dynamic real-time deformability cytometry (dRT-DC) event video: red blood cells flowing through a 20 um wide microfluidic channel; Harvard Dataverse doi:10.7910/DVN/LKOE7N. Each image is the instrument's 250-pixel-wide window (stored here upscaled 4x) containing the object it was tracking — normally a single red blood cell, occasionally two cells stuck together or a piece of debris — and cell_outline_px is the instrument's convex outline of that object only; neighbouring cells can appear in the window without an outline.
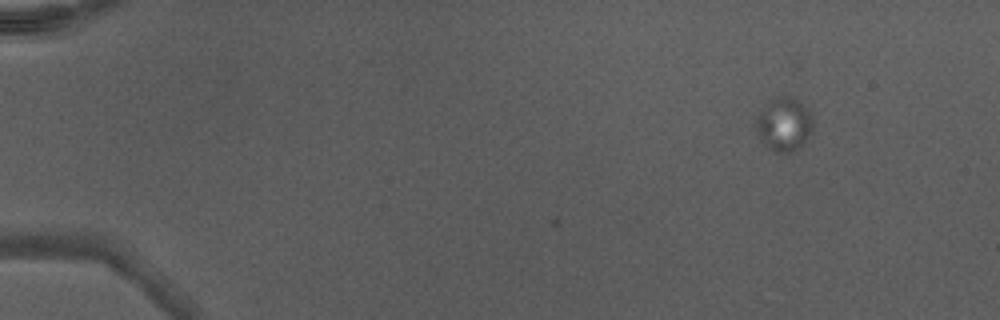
{"species": "Egyptian fruit bat (a non-hibernating species)", "species_latin": "Rousettus aegyptiacus", "temperature_condition": "warm", "stored_images_in_passage": 2, "camera_frame_rate_fps": 3000, "um_per_image_px": 0.085, "animal": {"sex": "male"}, "frame": {"image": 1, "passage_image": 2, "time_ms": 0.333, "image_size_px": [1000, 320], "cell_outline_px": [[812, 132], [796, 148], [788, 152], [776, 152], [768, 148], [764, 144], [756, 132], [756, 116], [764, 104], [780, 96], [792, 96], [804, 104], [812, 116]], "centroid_in_image_um": [66.61, 10.53], "position_along_channel_um": 18.4, "area_um2": 17.63}}